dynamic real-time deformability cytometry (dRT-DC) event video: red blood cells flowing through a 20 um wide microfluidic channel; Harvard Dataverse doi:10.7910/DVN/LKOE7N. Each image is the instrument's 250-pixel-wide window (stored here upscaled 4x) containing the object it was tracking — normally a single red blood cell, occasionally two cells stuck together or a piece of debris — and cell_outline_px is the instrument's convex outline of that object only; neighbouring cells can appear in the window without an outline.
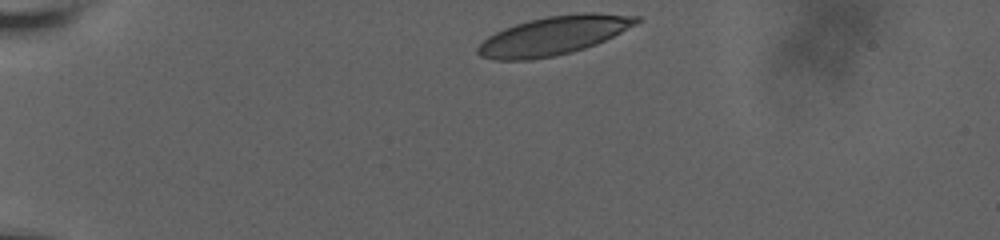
{"species": "human", "species_latin": "Homo sapiens", "temperature_condition": "room temperature", "stored_images_in_passage": 35, "camera_frame_rate_fps": 3000, "um_per_image_px": 0.085, "donor": {"sex": "male"}, "frame": {"image": 1, "passage_image": 1, "time_ms": 0.0, "image_size_px": [1000, 240], "cell_outline_px": [[644, 20], [596, 44], [572, 52], [552, 56], [528, 60], [496, 60], [480, 56], [476, 52], [476, 48], [488, 36], [504, 28], [528, 20], [548, 16], [584, 12], [596, 12], [640, 16]], "centroid_in_image_um": [47.07, 3.01], "position_along_channel_um": 37.9, "area_um2": 35.66}}
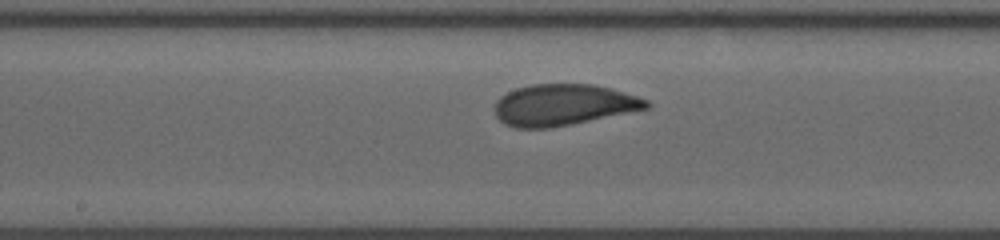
{"frame": {"image": 2, "passage_image": 19, "time_ms": 6.333, "image_size_px": [1000, 240], "cell_outline_px": [[652, 104], [648, 108], [548, 128], [516, 128], [504, 124], [496, 116], [496, 100], [500, 96], [516, 88], [532, 84], [592, 84], [624, 92], [648, 100]], "centroid_in_image_um": [47.85, 8.9], "position_along_channel_um": 200.4, "area_um2": 36.01}}
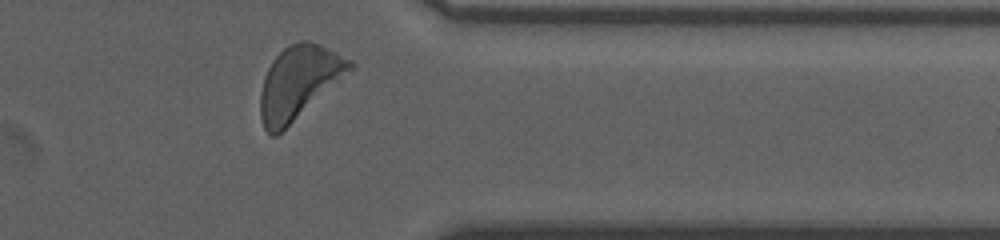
{"frame": {"image": 3, "passage_image": 33, "time_ms": 11.667, "image_size_px": [1000, 240], "cell_outline_px": [[356, 64], [352, 68], [276, 136], [272, 136], [264, 128], [260, 116], [260, 92], [264, 76], [272, 60], [284, 48], [300, 40], [308, 40], [320, 44], [352, 60]], "centroid_in_image_um": [25.35, 6.97], "position_along_channel_um": 386.0, "area_um2": 37.11}, "authors_computed_cell_mechanics": {"area_um2": 36.1828, "velocity_mm_per_s": 3.5938, "shape_relaxation_time_tau1_ms": 4.057, "shape_relaxation_time_tau2_ms": 0.8457, "deformation_change_tau1": 0.1514, "deformation_change_tau2": 0.0647}}